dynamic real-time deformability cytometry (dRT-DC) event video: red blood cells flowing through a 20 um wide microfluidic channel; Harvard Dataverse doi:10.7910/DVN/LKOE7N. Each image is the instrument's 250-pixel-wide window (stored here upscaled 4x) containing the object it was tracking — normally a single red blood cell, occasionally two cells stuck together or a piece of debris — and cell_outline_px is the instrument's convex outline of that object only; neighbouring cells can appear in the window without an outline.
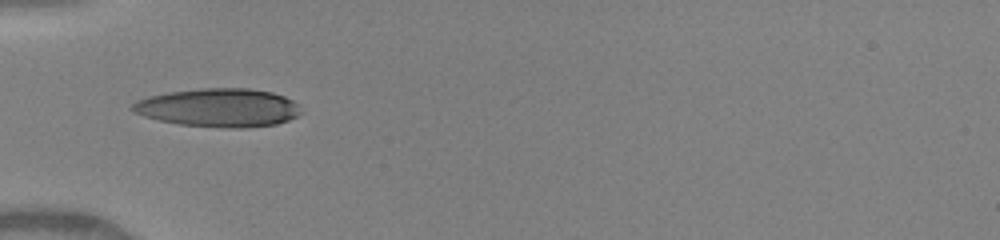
{"species": "human", "species_latin": "Homo sapiens", "temperature_condition": "warm", "stored_images_in_passage": 15, "camera_frame_rate_fps": 3000, "um_per_image_px": 0.085, "donor": {"sex": "female"}, "frame": {"image": 1, "passage_image": 1, "time_ms": 0.0, "image_size_px": [1000, 240], "cell_outline_px": [[304, 112], [288, 120], [276, 124], [248, 128], [228, 128], [180, 124], [160, 120], [144, 116], [132, 112], [128, 108], [136, 100], [148, 96], [168, 92], [200, 88], [248, 88], [272, 92], [284, 96], [292, 100]], "centroid_in_image_um": [18.57, 9.15], "position_along_channel_um": 66.4, "area_um2": 37.97}}
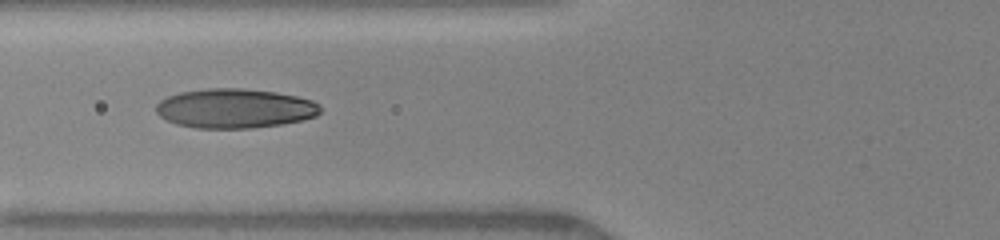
{"frame": {"image": 2, "passage_image": 8, "time_ms": 1.0, "image_size_px": [1000, 240], "cell_outline_px": [[320, 112], [316, 116], [300, 120], [280, 124], [252, 128], [196, 128], [176, 124], [160, 116], [156, 112], [156, 104], [160, 100], [168, 96], [180, 92], [208, 88], [244, 88], [276, 92], [296, 96], [312, 100], [320, 108]], "centroid_in_image_um": [19.93, 9.21], "position_along_channel_um": 105.9, "area_um2": 37.63}}
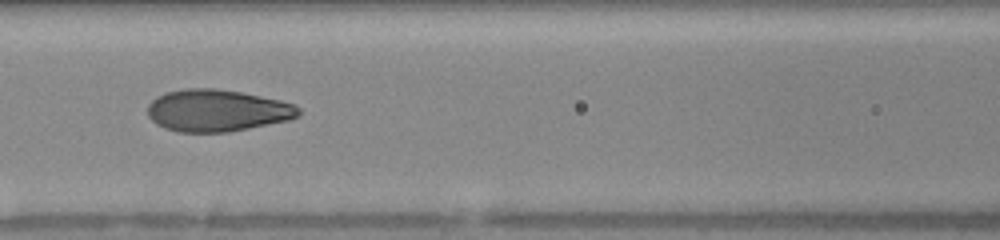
{"frame": {"image": 3, "passage_image": 12, "time_ms": 2.0, "image_size_px": [1000, 240], "cell_outline_px": [[300, 116], [288, 120], [228, 132], [180, 132], [164, 128], [156, 124], [148, 116], [148, 104], [156, 96], [164, 92], [184, 88], [216, 88], [240, 92], [280, 100], [296, 104], [300, 108]], "centroid_in_image_um": [18.44, 9.38], "position_along_channel_um": 148.2, "area_um2": 37.11}}